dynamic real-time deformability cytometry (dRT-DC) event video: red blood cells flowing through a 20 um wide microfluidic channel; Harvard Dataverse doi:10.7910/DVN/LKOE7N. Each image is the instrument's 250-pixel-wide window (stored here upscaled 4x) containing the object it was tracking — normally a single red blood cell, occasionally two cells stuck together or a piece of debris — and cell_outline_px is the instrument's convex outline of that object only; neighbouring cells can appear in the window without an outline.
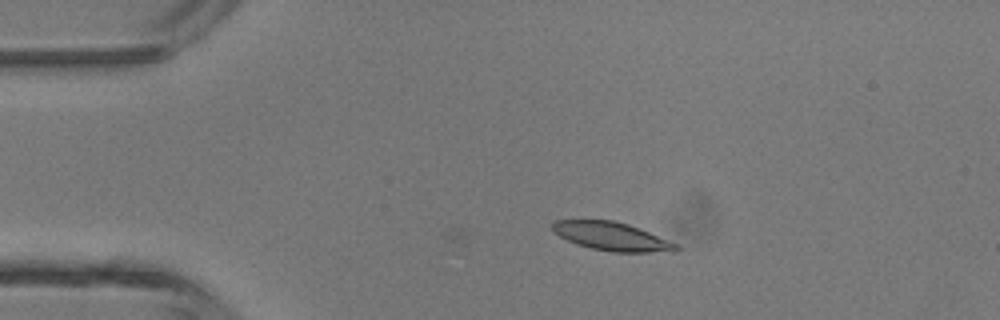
{"species": "common noctule bat (a hibernating species)", "species_latin": "Nyctalus noctula", "temperature_condition": "room temperature", "stored_images_in_passage": 3, "camera_frame_rate_fps": 3000, "um_per_image_px": 0.085, "animal": {"sex": "male", "body_mass_g": 13.3}, "frame": {"image": 1, "passage_image": 3, "time_ms": 0.667, "image_size_px": [1000, 320], "cell_outline_px": [[680, 248], [648, 252], [612, 252], [592, 248], [568, 240], [552, 232], [552, 224], [556, 220], [612, 220], [628, 224], [648, 232], [676, 244]], "centroid_in_image_um": [51.9, 20.07], "position_along_channel_um": 33.1, "area_um2": 19.77}}